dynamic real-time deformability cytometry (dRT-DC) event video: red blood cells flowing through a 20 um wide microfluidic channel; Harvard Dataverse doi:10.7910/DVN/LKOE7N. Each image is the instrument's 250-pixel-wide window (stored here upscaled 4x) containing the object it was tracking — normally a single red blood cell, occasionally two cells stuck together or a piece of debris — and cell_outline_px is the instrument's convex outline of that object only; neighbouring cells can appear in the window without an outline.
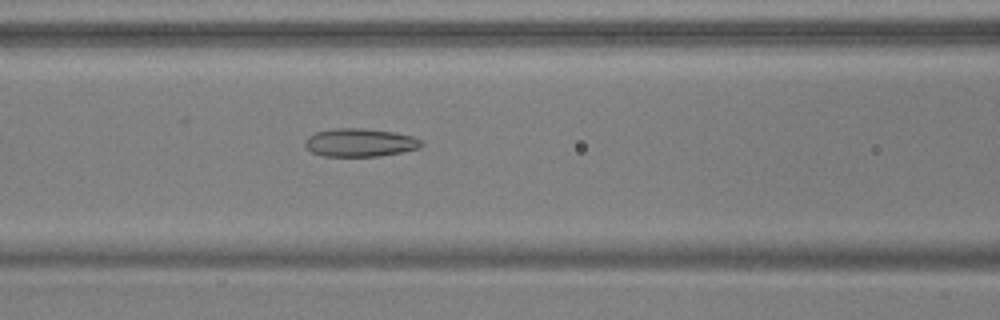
{"species": "common noctule bat (a hibernating species)", "species_latin": "Nyctalus noctula", "temperature_condition": "warm", "stored_images_in_passage": 47, "camera_frame_rate_fps": 3000, "um_per_image_px": 0.085, "animal": {"sex": "male", "body_mass_g": 17.9, "forearm_length_mm": 54.2}, "frame": {"image": 1, "passage_image": 17, "time_ms": 5.333, "image_size_px": [1000, 320], "cell_outline_px": [[424, 144], [420, 148], [380, 156], [324, 156], [312, 152], [304, 144], [308, 136], [316, 132], [332, 128], [364, 128], [392, 132], [412, 136], [420, 140]], "centroid_in_image_um": [30.59, 12.11], "position_along_channel_um": 136.0, "area_um2": 19.02}}
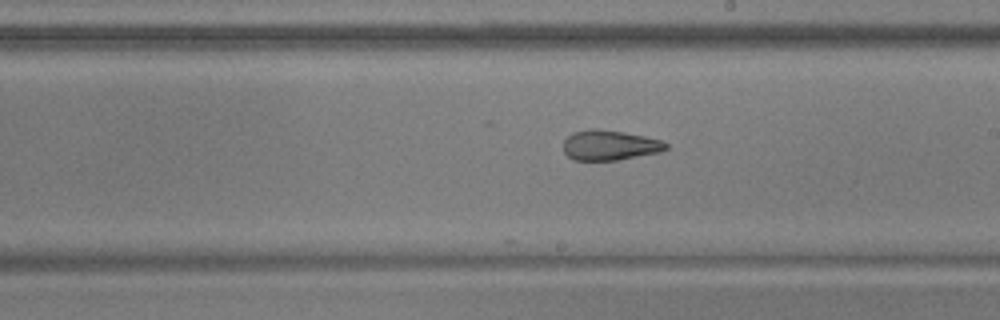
{"frame": {"image": 2, "passage_image": 25, "time_ms": 8.0, "image_size_px": [1000, 320], "cell_outline_px": [[668, 148], [660, 152], [616, 160], [572, 160], [564, 152], [564, 140], [572, 132], [588, 128], [596, 128], [624, 132], [644, 136], [660, 140], [668, 144]], "centroid_in_image_um": [51.8, 12.33], "position_along_channel_um": 237.2, "area_um2": 18.03}}
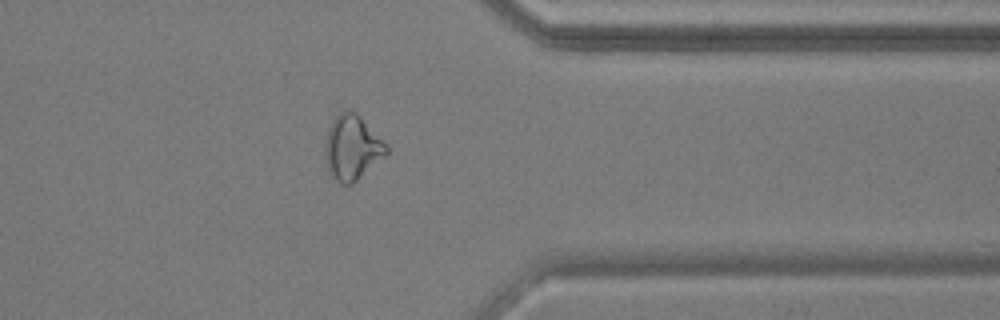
{"frame": {"image": 3, "passage_image": 37, "time_ms": 12.0, "image_size_px": [1000, 320], "cell_outline_px": [[388, 152], [384, 156], [352, 184], [340, 184], [332, 176], [328, 168], [328, 128], [332, 100], [336, 100], [356, 112], [388, 144]], "centroid_in_image_um": [29.9, 12.31], "position_along_channel_um": 381.5, "area_um2": 23.99}, "authors_computed_cell_mechanics": {"area_um2": 21.5016, "velocity_mm_per_s": 3.8004, "shape_relaxation_time_tau1_ms": null, "shape_relaxation_time_tau2_ms": 2.8398, "deformation_change_tau1": null, "deformation_change_tau2": 0.1144}}